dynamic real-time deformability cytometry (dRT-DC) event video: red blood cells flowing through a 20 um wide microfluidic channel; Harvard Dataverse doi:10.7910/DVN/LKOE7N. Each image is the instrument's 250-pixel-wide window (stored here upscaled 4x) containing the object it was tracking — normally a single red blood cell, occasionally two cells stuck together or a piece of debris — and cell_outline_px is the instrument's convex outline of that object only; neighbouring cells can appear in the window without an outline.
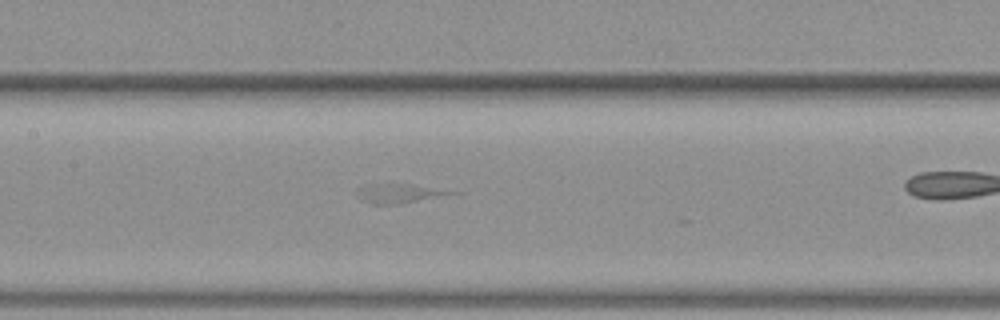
{"species": "common noctule bat (a hibernating species)", "species_latin": "Nyctalus noctula", "temperature_condition": "warm", "stored_images_in_passage": 32, "segment_of_instrument_passage": [2, 2], "camera_frame_rate_fps": 3000, "um_per_image_px": 0.085, "animal": {"sex": "female", "body_mass_g": 19.3, "forearm_length_mm": 54.1}, "frame": {"image": 1, "passage_image": 18, "time_ms": 5.667, "image_size_px": [1000, 320], "cell_outline_px": [[460, 192], [400, 204], [372, 204], [360, 200], [356, 196], [356, 188], [372, 184], [412, 184]], "centroid_in_image_um": [33.82, 16.44], "position_along_channel_um": 173.6, "area_um2": 10.46}}
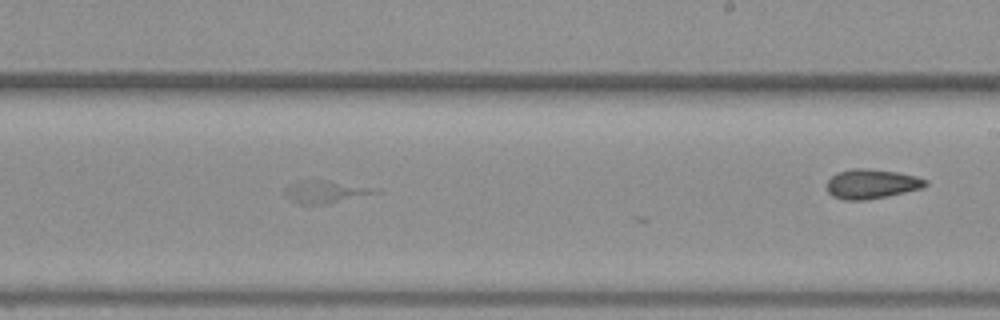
{"frame": {"image": 2, "passage_image": 25, "time_ms": 8.0, "image_size_px": [1000, 320], "cell_outline_px": [[380, 192], [324, 204], [300, 204], [292, 200], [284, 192], [284, 188], [288, 184], [296, 180], [324, 180], [368, 188]], "centroid_in_image_um": [27.48, 16.29], "position_along_channel_um": 261.5, "area_um2": 11.21}}
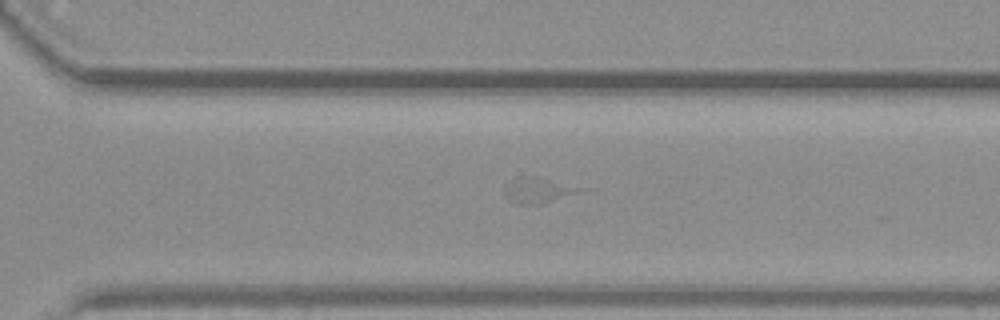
{"frame": {"image": 3, "passage_image": 30, "time_ms": 9.667, "image_size_px": [1000, 320], "cell_outline_px": [[596, 188], [584, 192], [544, 204], [520, 204], [508, 196], [504, 192], [504, 188], [512, 184], [548, 180]], "centroid_in_image_um": [46.14, 16.29], "position_along_channel_um": 324.5, "area_um2": 10.12}}